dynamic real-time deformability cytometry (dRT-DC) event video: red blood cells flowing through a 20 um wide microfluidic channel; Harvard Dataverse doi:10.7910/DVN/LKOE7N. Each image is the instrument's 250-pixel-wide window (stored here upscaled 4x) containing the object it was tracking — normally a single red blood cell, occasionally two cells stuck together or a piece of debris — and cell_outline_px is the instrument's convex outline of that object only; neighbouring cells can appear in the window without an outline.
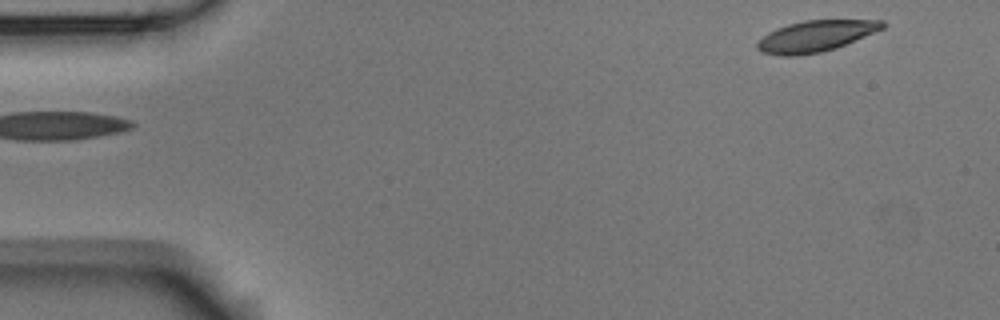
{"species": "Egyptian fruit bat (a non-hibernating species)", "species_latin": "Rousettus aegyptiacus", "temperature_condition": "room temperature", "stored_images_in_passage": 5, "segment_of_instrument_passage": [2, 2], "camera_frame_rate_fps": 3000, "um_per_image_px": 0.085, "animal": {"sex": "male"}, "frame": {"image": 1, "passage_image": 5, "time_ms": 4.667, "image_size_px": [1000, 320], "cell_outline_px": [[884, 28], [836, 48], [820, 52], [800, 56], [780, 56], [760, 52], [756, 48], [756, 44], [768, 32], [776, 28], [788, 24], [804, 20], [884, 20]], "centroid_in_image_um": [69.29, 3.08], "position_along_channel_um": 15.7, "area_um2": 22.72}}